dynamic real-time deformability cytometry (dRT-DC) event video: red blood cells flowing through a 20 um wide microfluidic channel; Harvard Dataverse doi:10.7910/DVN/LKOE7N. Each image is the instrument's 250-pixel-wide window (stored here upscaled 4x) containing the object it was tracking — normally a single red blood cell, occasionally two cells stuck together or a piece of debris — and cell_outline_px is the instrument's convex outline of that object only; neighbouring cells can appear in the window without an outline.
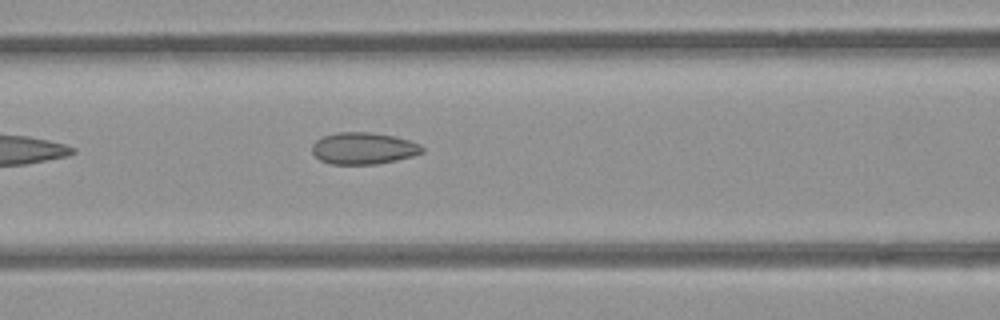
{"species": "common noctule bat (a hibernating species)", "species_latin": "Nyctalus noctula", "temperature_condition": "room temperature", "stored_images_in_passage": 7, "camera_frame_rate_fps": 3000, "um_per_image_px": 0.085, "animal": {"sex": "female", "body_mass_g": 21.9}, "frame": {"image": 1, "passage_image": 7, "time_ms": 7.667, "image_size_px": [1000, 320], "cell_outline_px": [[424, 152], [412, 156], [396, 160], [376, 164], [332, 164], [320, 160], [312, 152], [312, 144], [320, 136], [336, 132], [368, 132], [396, 136], [420, 144], [424, 148]], "centroid_in_image_um": [30.88, 12.6], "position_along_channel_um": 135.7, "area_um2": 20.52}}